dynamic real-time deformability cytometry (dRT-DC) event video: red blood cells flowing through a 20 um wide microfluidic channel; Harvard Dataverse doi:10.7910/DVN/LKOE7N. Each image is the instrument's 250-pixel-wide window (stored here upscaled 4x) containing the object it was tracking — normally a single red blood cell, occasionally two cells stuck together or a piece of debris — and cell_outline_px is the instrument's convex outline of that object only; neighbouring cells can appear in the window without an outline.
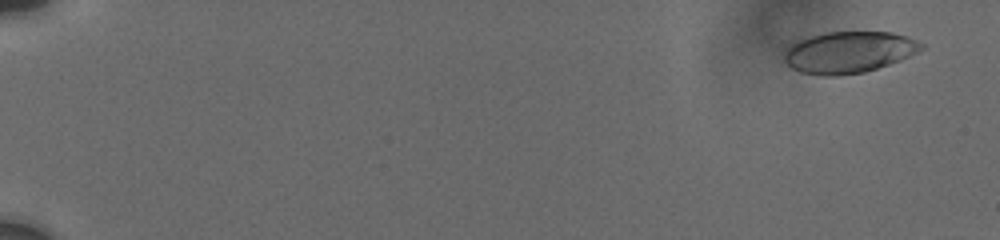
{"species": "human", "species_latin": "Homo sapiens", "temperature_condition": "cold", "stored_images_in_passage": 19, "camera_frame_rate_fps": 3000, "um_per_image_px": 0.085, "donor": {"sex": "male"}, "frame": {"image": 1, "passage_image": 3, "time_ms": 1.0, "image_size_px": [1000, 240], "cell_outline_px": [[924, 48], [900, 60], [864, 72], [836, 76], [824, 76], [800, 72], [792, 68], [784, 60], [784, 52], [800, 36], [824, 32], [892, 32], [908, 36], [924, 44]], "centroid_in_image_um": [72.1, 4.42], "position_along_channel_um": 12.9, "area_um2": 33.41}}
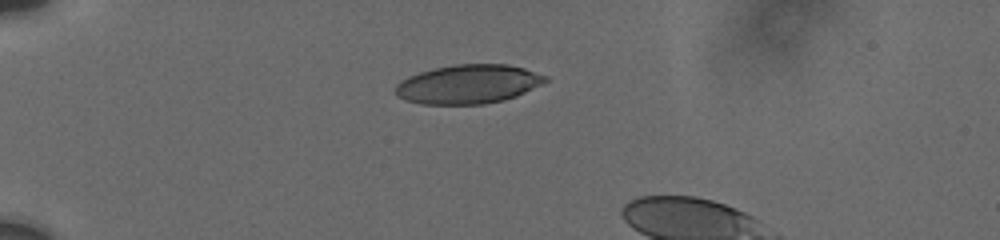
{"frame": {"image": 2, "passage_image": 15, "time_ms": 5.667, "image_size_px": [1000, 240], "cell_outline_px": [[548, 80], [516, 96], [504, 100], [484, 104], [420, 104], [404, 100], [396, 96], [396, 84], [400, 80], [408, 76], [420, 72], [436, 68], [456, 64], [508, 64], [524, 68], [548, 76]], "centroid_in_image_um": [39.78, 7.16], "position_along_channel_um": 45.2, "area_um2": 34.04}}